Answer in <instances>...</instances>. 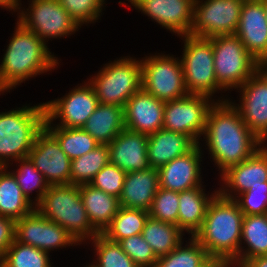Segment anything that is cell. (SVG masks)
<instances>
[{
	"mask_svg": "<svg viewBox=\"0 0 267 267\" xmlns=\"http://www.w3.org/2000/svg\"><path fill=\"white\" fill-rule=\"evenodd\" d=\"M17 7V21L33 31L45 44L53 39L74 35L80 28L59 0H30L28 8ZM47 42V43H46Z\"/></svg>",
	"mask_w": 267,
	"mask_h": 267,
	"instance_id": "30bf717a",
	"label": "cell"
},
{
	"mask_svg": "<svg viewBox=\"0 0 267 267\" xmlns=\"http://www.w3.org/2000/svg\"><path fill=\"white\" fill-rule=\"evenodd\" d=\"M95 250L96 267H138L135 262L122 250L118 242L109 240L102 233L89 240Z\"/></svg>",
	"mask_w": 267,
	"mask_h": 267,
	"instance_id": "e575fe53",
	"label": "cell"
},
{
	"mask_svg": "<svg viewBox=\"0 0 267 267\" xmlns=\"http://www.w3.org/2000/svg\"><path fill=\"white\" fill-rule=\"evenodd\" d=\"M219 176L221 187L218 191L230 199H235L251 186L264 185V182H267V143L251 157L230 166Z\"/></svg>",
	"mask_w": 267,
	"mask_h": 267,
	"instance_id": "ac0fdd59",
	"label": "cell"
},
{
	"mask_svg": "<svg viewBox=\"0 0 267 267\" xmlns=\"http://www.w3.org/2000/svg\"><path fill=\"white\" fill-rule=\"evenodd\" d=\"M147 144L148 135L125 128L107 145L110 163L126 173L150 168Z\"/></svg>",
	"mask_w": 267,
	"mask_h": 267,
	"instance_id": "7402d4cb",
	"label": "cell"
},
{
	"mask_svg": "<svg viewBox=\"0 0 267 267\" xmlns=\"http://www.w3.org/2000/svg\"><path fill=\"white\" fill-rule=\"evenodd\" d=\"M180 37L184 42L180 61L189 94L205 95L213 99L215 93H225L215 75L212 40L192 35Z\"/></svg>",
	"mask_w": 267,
	"mask_h": 267,
	"instance_id": "52a82bcc",
	"label": "cell"
},
{
	"mask_svg": "<svg viewBox=\"0 0 267 267\" xmlns=\"http://www.w3.org/2000/svg\"><path fill=\"white\" fill-rule=\"evenodd\" d=\"M15 241L48 253L80 245L66 229L48 220L36 209L15 222Z\"/></svg>",
	"mask_w": 267,
	"mask_h": 267,
	"instance_id": "9a60e30c",
	"label": "cell"
},
{
	"mask_svg": "<svg viewBox=\"0 0 267 267\" xmlns=\"http://www.w3.org/2000/svg\"><path fill=\"white\" fill-rule=\"evenodd\" d=\"M103 65L88 82L99 103L125 107L129 98L142 88L140 59L123 56Z\"/></svg>",
	"mask_w": 267,
	"mask_h": 267,
	"instance_id": "8992f818",
	"label": "cell"
},
{
	"mask_svg": "<svg viewBox=\"0 0 267 267\" xmlns=\"http://www.w3.org/2000/svg\"><path fill=\"white\" fill-rule=\"evenodd\" d=\"M79 191L90 223L103 233L120 208L119 199L90 184L80 185Z\"/></svg>",
	"mask_w": 267,
	"mask_h": 267,
	"instance_id": "4316f807",
	"label": "cell"
},
{
	"mask_svg": "<svg viewBox=\"0 0 267 267\" xmlns=\"http://www.w3.org/2000/svg\"><path fill=\"white\" fill-rule=\"evenodd\" d=\"M241 267H267V256H258L247 260Z\"/></svg>",
	"mask_w": 267,
	"mask_h": 267,
	"instance_id": "ee69618b",
	"label": "cell"
},
{
	"mask_svg": "<svg viewBox=\"0 0 267 267\" xmlns=\"http://www.w3.org/2000/svg\"><path fill=\"white\" fill-rule=\"evenodd\" d=\"M197 143L186 134L166 130H158L148 136L147 155L149 164L158 170L176 157L190 152Z\"/></svg>",
	"mask_w": 267,
	"mask_h": 267,
	"instance_id": "cb8c5ba5",
	"label": "cell"
},
{
	"mask_svg": "<svg viewBox=\"0 0 267 267\" xmlns=\"http://www.w3.org/2000/svg\"><path fill=\"white\" fill-rule=\"evenodd\" d=\"M58 141L62 151L71 159H76L100 145L82 128L45 127Z\"/></svg>",
	"mask_w": 267,
	"mask_h": 267,
	"instance_id": "836d02e7",
	"label": "cell"
},
{
	"mask_svg": "<svg viewBox=\"0 0 267 267\" xmlns=\"http://www.w3.org/2000/svg\"><path fill=\"white\" fill-rule=\"evenodd\" d=\"M148 217V211L120 207L111 224L102 234L115 242L141 234Z\"/></svg>",
	"mask_w": 267,
	"mask_h": 267,
	"instance_id": "d6a6232c",
	"label": "cell"
},
{
	"mask_svg": "<svg viewBox=\"0 0 267 267\" xmlns=\"http://www.w3.org/2000/svg\"><path fill=\"white\" fill-rule=\"evenodd\" d=\"M0 267H5L3 261L0 259Z\"/></svg>",
	"mask_w": 267,
	"mask_h": 267,
	"instance_id": "f907efd6",
	"label": "cell"
},
{
	"mask_svg": "<svg viewBox=\"0 0 267 267\" xmlns=\"http://www.w3.org/2000/svg\"><path fill=\"white\" fill-rule=\"evenodd\" d=\"M206 267H226L222 262L212 260Z\"/></svg>",
	"mask_w": 267,
	"mask_h": 267,
	"instance_id": "bcb514c9",
	"label": "cell"
},
{
	"mask_svg": "<svg viewBox=\"0 0 267 267\" xmlns=\"http://www.w3.org/2000/svg\"><path fill=\"white\" fill-rule=\"evenodd\" d=\"M106 3V0H103ZM128 3L130 2L131 6L133 5V3L135 2V0H127Z\"/></svg>",
	"mask_w": 267,
	"mask_h": 267,
	"instance_id": "681fc988",
	"label": "cell"
},
{
	"mask_svg": "<svg viewBox=\"0 0 267 267\" xmlns=\"http://www.w3.org/2000/svg\"><path fill=\"white\" fill-rule=\"evenodd\" d=\"M49 255L46 251L14 240L1 260L5 267H52Z\"/></svg>",
	"mask_w": 267,
	"mask_h": 267,
	"instance_id": "d590c367",
	"label": "cell"
},
{
	"mask_svg": "<svg viewBox=\"0 0 267 267\" xmlns=\"http://www.w3.org/2000/svg\"><path fill=\"white\" fill-rule=\"evenodd\" d=\"M195 0H135L133 7L177 36L190 35Z\"/></svg>",
	"mask_w": 267,
	"mask_h": 267,
	"instance_id": "e0dca14e",
	"label": "cell"
},
{
	"mask_svg": "<svg viewBox=\"0 0 267 267\" xmlns=\"http://www.w3.org/2000/svg\"><path fill=\"white\" fill-rule=\"evenodd\" d=\"M0 64V95L24 81L55 70L59 59L33 31L16 22Z\"/></svg>",
	"mask_w": 267,
	"mask_h": 267,
	"instance_id": "7a4b0ae2",
	"label": "cell"
},
{
	"mask_svg": "<svg viewBox=\"0 0 267 267\" xmlns=\"http://www.w3.org/2000/svg\"><path fill=\"white\" fill-rule=\"evenodd\" d=\"M187 241L186 245L183 241L168 254L158 257L154 267H206L213 260L194 237Z\"/></svg>",
	"mask_w": 267,
	"mask_h": 267,
	"instance_id": "4dcf8cb0",
	"label": "cell"
},
{
	"mask_svg": "<svg viewBox=\"0 0 267 267\" xmlns=\"http://www.w3.org/2000/svg\"><path fill=\"white\" fill-rule=\"evenodd\" d=\"M212 99L205 95L188 94L182 98L165 102L163 127L166 130L186 134L197 144L202 143L209 109L215 102L231 98ZM222 98V99H221Z\"/></svg>",
	"mask_w": 267,
	"mask_h": 267,
	"instance_id": "8fae6325",
	"label": "cell"
},
{
	"mask_svg": "<svg viewBox=\"0 0 267 267\" xmlns=\"http://www.w3.org/2000/svg\"><path fill=\"white\" fill-rule=\"evenodd\" d=\"M203 140L220 175L265 144L249 130L229 100L215 102L209 109Z\"/></svg>",
	"mask_w": 267,
	"mask_h": 267,
	"instance_id": "6da1fadb",
	"label": "cell"
},
{
	"mask_svg": "<svg viewBox=\"0 0 267 267\" xmlns=\"http://www.w3.org/2000/svg\"><path fill=\"white\" fill-rule=\"evenodd\" d=\"M237 91L239 103L229 101L239 111L251 132L267 143V66H261Z\"/></svg>",
	"mask_w": 267,
	"mask_h": 267,
	"instance_id": "5bb4252c",
	"label": "cell"
},
{
	"mask_svg": "<svg viewBox=\"0 0 267 267\" xmlns=\"http://www.w3.org/2000/svg\"><path fill=\"white\" fill-rule=\"evenodd\" d=\"M235 35L259 64L267 65V18L261 0L243 2Z\"/></svg>",
	"mask_w": 267,
	"mask_h": 267,
	"instance_id": "d6986e66",
	"label": "cell"
},
{
	"mask_svg": "<svg viewBox=\"0 0 267 267\" xmlns=\"http://www.w3.org/2000/svg\"><path fill=\"white\" fill-rule=\"evenodd\" d=\"M19 5L18 0H0V7L7 11H14L16 13L17 7Z\"/></svg>",
	"mask_w": 267,
	"mask_h": 267,
	"instance_id": "f6af8a7d",
	"label": "cell"
},
{
	"mask_svg": "<svg viewBox=\"0 0 267 267\" xmlns=\"http://www.w3.org/2000/svg\"><path fill=\"white\" fill-rule=\"evenodd\" d=\"M3 168H4V166L0 164V171H1Z\"/></svg>",
	"mask_w": 267,
	"mask_h": 267,
	"instance_id": "816d5d0a",
	"label": "cell"
},
{
	"mask_svg": "<svg viewBox=\"0 0 267 267\" xmlns=\"http://www.w3.org/2000/svg\"><path fill=\"white\" fill-rule=\"evenodd\" d=\"M203 150L202 146L197 144L187 154L176 157L159 168L157 171L160 187L180 193L195 187L204 186L201 177Z\"/></svg>",
	"mask_w": 267,
	"mask_h": 267,
	"instance_id": "ffe728a7",
	"label": "cell"
},
{
	"mask_svg": "<svg viewBox=\"0 0 267 267\" xmlns=\"http://www.w3.org/2000/svg\"><path fill=\"white\" fill-rule=\"evenodd\" d=\"M210 39L215 75L224 91L238 89L262 66L236 35L215 36Z\"/></svg>",
	"mask_w": 267,
	"mask_h": 267,
	"instance_id": "ba28073f",
	"label": "cell"
},
{
	"mask_svg": "<svg viewBox=\"0 0 267 267\" xmlns=\"http://www.w3.org/2000/svg\"><path fill=\"white\" fill-rule=\"evenodd\" d=\"M45 120L44 102L0 112V164L9 168L13 161L28 158Z\"/></svg>",
	"mask_w": 267,
	"mask_h": 267,
	"instance_id": "277c9868",
	"label": "cell"
},
{
	"mask_svg": "<svg viewBox=\"0 0 267 267\" xmlns=\"http://www.w3.org/2000/svg\"><path fill=\"white\" fill-rule=\"evenodd\" d=\"M205 187L199 186L179 193L178 228L189 237L201 229L206 216L207 207L218 192L217 189L210 194L205 193ZM210 195V196H209Z\"/></svg>",
	"mask_w": 267,
	"mask_h": 267,
	"instance_id": "d4e9b609",
	"label": "cell"
},
{
	"mask_svg": "<svg viewBox=\"0 0 267 267\" xmlns=\"http://www.w3.org/2000/svg\"><path fill=\"white\" fill-rule=\"evenodd\" d=\"M179 193L159 187L154 196L149 216L165 223L177 224Z\"/></svg>",
	"mask_w": 267,
	"mask_h": 267,
	"instance_id": "74e56055",
	"label": "cell"
},
{
	"mask_svg": "<svg viewBox=\"0 0 267 267\" xmlns=\"http://www.w3.org/2000/svg\"><path fill=\"white\" fill-rule=\"evenodd\" d=\"M110 163L107 145H98L94 150L71 160L70 184L80 186L90 184L95 175Z\"/></svg>",
	"mask_w": 267,
	"mask_h": 267,
	"instance_id": "1f68e13d",
	"label": "cell"
},
{
	"mask_svg": "<svg viewBox=\"0 0 267 267\" xmlns=\"http://www.w3.org/2000/svg\"><path fill=\"white\" fill-rule=\"evenodd\" d=\"M244 215L267 213V182L264 185L251 186L246 192L234 199Z\"/></svg>",
	"mask_w": 267,
	"mask_h": 267,
	"instance_id": "b9f144b4",
	"label": "cell"
},
{
	"mask_svg": "<svg viewBox=\"0 0 267 267\" xmlns=\"http://www.w3.org/2000/svg\"><path fill=\"white\" fill-rule=\"evenodd\" d=\"M242 5L241 0H195L190 35L200 38L235 35Z\"/></svg>",
	"mask_w": 267,
	"mask_h": 267,
	"instance_id": "4fadbf2b",
	"label": "cell"
},
{
	"mask_svg": "<svg viewBox=\"0 0 267 267\" xmlns=\"http://www.w3.org/2000/svg\"><path fill=\"white\" fill-rule=\"evenodd\" d=\"M258 256H267V213L244 215L239 260L232 267H241L247 260Z\"/></svg>",
	"mask_w": 267,
	"mask_h": 267,
	"instance_id": "83f0119b",
	"label": "cell"
},
{
	"mask_svg": "<svg viewBox=\"0 0 267 267\" xmlns=\"http://www.w3.org/2000/svg\"><path fill=\"white\" fill-rule=\"evenodd\" d=\"M15 220L0 216V259L15 240Z\"/></svg>",
	"mask_w": 267,
	"mask_h": 267,
	"instance_id": "7bdbcfd3",
	"label": "cell"
},
{
	"mask_svg": "<svg viewBox=\"0 0 267 267\" xmlns=\"http://www.w3.org/2000/svg\"><path fill=\"white\" fill-rule=\"evenodd\" d=\"M122 250L138 267H154L158 257L142 234L124 238L118 242Z\"/></svg>",
	"mask_w": 267,
	"mask_h": 267,
	"instance_id": "ab89813d",
	"label": "cell"
},
{
	"mask_svg": "<svg viewBox=\"0 0 267 267\" xmlns=\"http://www.w3.org/2000/svg\"><path fill=\"white\" fill-rule=\"evenodd\" d=\"M35 209L66 229L79 244H84L99 234L88 219L79 186L50 185Z\"/></svg>",
	"mask_w": 267,
	"mask_h": 267,
	"instance_id": "5b68a950",
	"label": "cell"
},
{
	"mask_svg": "<svg viewBox=\"0 0 267 267\" xmlns=\"http://www.w3.org/2000/svg\"><path fill=\"white\" fill-rule=\"evenodd\" d=\"M84 267H96V266L92 263L91 264L88 263V264L84 265Z\"/></svg>",
	"mask_w": 267,
	"mask_h": 267,
	"instance_id": "c3c4849f",
	"label": "cell"
},
{
	"mask_svg": "<svg viewBox=\"0 0 267 267\" xmlns=\"http://www.w3.org/2000/svg\"><path fill=\"white\" fill-rule=\"evenodd\" d=\"M174 56L156 52L140 59L142 88L164 102L189 94L181 61Z\"/></svg>",
	"mask_w": 267,
	"mask_h": 267,
	"instance_id": "9c48e42d",
	"label": "cell"
},
{
	"mask_svg": "<svg viewBox=\"0 0 267 267\" xmlns=\"http://www.w3.org/2000/svg\"><path fill=\"white\" fill-rule=\"evenodd\" d=\"M18 167L10 171L16 178L17 184L22 189L23 194L36 205L49 188V184L44 179V176L36 169L29 158L15 161ZM36 192V197L31 198L33 191ZM31 195V196H30ZM34 200V201H33Z\"/></svg>",
	"mask_w": 267,
	"mask_h": 267,
	"instance_id": "8d00e7d4",
	"label": "cell"
},
{
	"mask_svg": "<svg viewBox=\"0 0 267 267\" xmlns=\"http://www.w3.org/2000/svg\"><path fill=\"white\" fill-rule=\"evenodd\" d=\"M99 104L88 81L69 90L63 97L45 102L44 127L82 128ZM59 119V123L53 124Z\"/></svg>",
	"mask_w": 267,
	"mask_h": 267,
	"instance_id": "7c38bea8",
	"label": "cell"
},
{
	"mask_svg": "<svg viewBox=\"0 0 267 267\" xmlns=\"http://www.w3.org/2000/svg\"><path fill=\"white\" fill-rule=\"evenodd\" d=\"M141 234L157 257L168 254L185 239L184 233L177 225L162 222L151 216L147 218Z\"/></svg>",
	"mask_w": 267,
	"mask_h": 267,
	"instance_id": "f546056e",
	"label": "cell"
},
{
	"mask_svg": "<svg viewBox=\"0 0 267 267\" xmlns=\"http://www.w3.org/2000/svg\"><path fill=\"white\" fill-rule=\"evenodd\" d=\"M262 4L264 6L265 12H266V18H267V0H261Z\"/></svg>",
	"mask_w": 267,
	"mask_h": 267,
	"instance_id": "7dc6e473",
	"label": "cell"
},
{
	"mask_svg": "<svg viewBox=\"0 0 267 267\" xmlns=\"http://www.w3.org/2000/svg\"><path fill=\"white\" fill-rule=\"evenodd\" d=\"M59 2L80 28L83 24L87 26L100 19L105 7L103 0H59Z\"/></svg>",
	"mask_w": 267,
	"mask_h": 267,
	"instance_id": "f35d334b",
	"label": "cell"
},
{
	"mask_svg": "<svg viewBox=\"0 0 267 267\" xmlns=\"http://www.w3.org/2000/svg\"><path fill=\"white\" fill-rule=\"evenodd\" d=\"M159 187L158 171L152 167L127 172L119 198L120 207L149 211Z\"/></svg>",
	"mask_w": 267,
	"mask_h": 267,
	"instance_id": "603a6c76",
	"label": "cell"
},
{
	"mask_svg": "<svg viewBox=\"0 0 267 267\" xmlns=\"http://www.w3.org/2000/svg\"><path fill=\"white\" fill-rule=\"evenodd\" d=\"M165 102L143 88L133 94L124 107L125 128L145 135L162 129Z\"/></svg>",
	"mask_w": 267,
	"mask_h": 267,
	"instance_id": "44dd1931",
	"label": "cell"
},
{
	"mask_svg": "<svg viewBox=\"0 0 267 267\" xmlns=\"http://www.w3.org/2000/svg\"><path fill=\"white\" fill-rule=\"evenodd\" d=\"M82 129L100 145H108L125 129L124 107L99 103Z\"/></svg>",
	"mask_w": 267,
	"mask_h": 267,
	"instance_id": "484cf974",
	"label": "cell"
},
{
	"mask_svg": "<svg viewBox=\"0 0 267 267\" xmlns=\"http://www.w3.org/2000/svg\"><path fill=\"white\" fill-rule=\"evenodd\" d=\"M28 158L49 186L70 184L71 159L45 127L37 134Z\"/></svg>",
	"mask_w": 267,
	"mask_h": 267,
	"instance_id": "2e32d148",
	"label": "cell"
},
{
	"mask_svg": "<svg viewBox=\"0 0 267 267\" xmlns=\"http://www.w3.org/2000/svg\"><path fill=\"white\" fill-rule=\"evenodd\" d=\"M10 170L4 167L0 171V216L17 221L31 213L35 205L23 194Z\"/></svg>",
	"mask_w": 267,
	"mask_h": 267,
	"instance_id": "f1b7e54d",
	"label": "cell"
},
{
	"mask_svg": "<svg viewBox=\"0 0 267 267\" xmlns=\"http://www.w3.org/2000/svg\"><path fill=\"white\" fill-rule=\"evenodd\" d=\"M125 176L126 172L109 163L95 175L90 185L119 199L123 190Z\"/></svg>",
	"mask_w": 267,
	"mask_h": 267,
	"instance_id": "60d3db41",
	"label": "cell"
},
{
	"mask_svg": "<svg viewBox=\"0 0 267 267\" xmlns=\"http://www.w3.org/2000/svg\"><path fill=\"white\" fill-rule=\"evenodd\" d=\"M243 217L236 201L218 191L210 201L202 227L194 238L213 260L232 267L239 260Z\"/></svg>",
	"mask_w": 267,
	"mask_h": 267,
	"instance_id": "3957f363",
	"label": "cell"
}]
</instances>
